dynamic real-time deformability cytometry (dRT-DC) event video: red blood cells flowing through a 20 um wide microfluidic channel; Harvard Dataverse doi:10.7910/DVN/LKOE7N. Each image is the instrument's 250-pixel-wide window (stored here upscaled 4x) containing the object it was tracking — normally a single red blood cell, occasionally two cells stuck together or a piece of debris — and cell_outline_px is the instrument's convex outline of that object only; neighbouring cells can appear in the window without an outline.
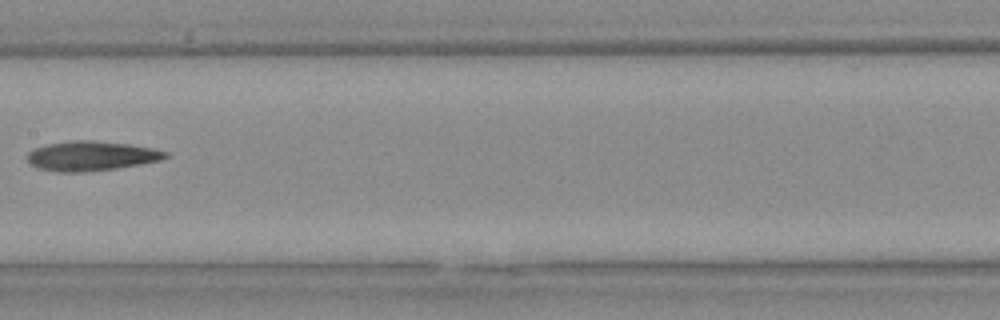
{"species": "Egyptian fruit bat (a non-hibernating species)", "species_latin": "Rousettus aegyptiacus", "temperature_condition": "warm", "stored_images_in_passage": 21, "camera_frame_rate_fps": 3000, "um_per_image_px": 0.085, "animal": {"sex": "female"}, "frame": {"image": 1, "passage_image": 7, "time_ms": 2.0, "image_size_px": [1000, 320], "cell_outline_px": [[172, 156], [160, 160], [140, 164], [116, 168], [84, 172], [56, 172], [36, 168], [28, 164], [28, 152], [36, 148], [48, 144], [76, 140], [88, 140], [128, 144], [152, 148], [168, 152]], "centroid_in_image_um": [7.75, 13.27], "position_along_channel_um": 199.6, "area_um2": 23.81}}
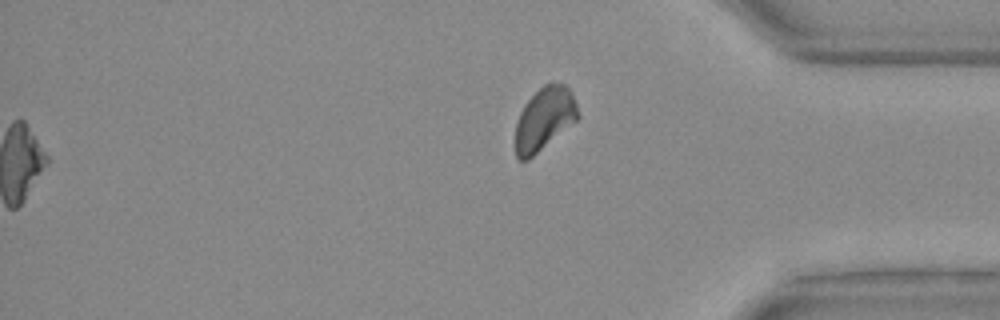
{"frame": {"image": 2, "passage_image": 21, "time_ms": 6.667, "image_size_px": [1000, 320], "cell_outline_px": [[580, 116], [576, 120], [528, 160], [520, 160], [516, 156], [516, 124], [520, 112], [524, 104], [544, 84], [552, 80], [564, 84], [572, 92]], "centroid_in_image_um": [46.27, 10.06], "position_along_channel_um": 388.9, "area_um2": 22.72}}